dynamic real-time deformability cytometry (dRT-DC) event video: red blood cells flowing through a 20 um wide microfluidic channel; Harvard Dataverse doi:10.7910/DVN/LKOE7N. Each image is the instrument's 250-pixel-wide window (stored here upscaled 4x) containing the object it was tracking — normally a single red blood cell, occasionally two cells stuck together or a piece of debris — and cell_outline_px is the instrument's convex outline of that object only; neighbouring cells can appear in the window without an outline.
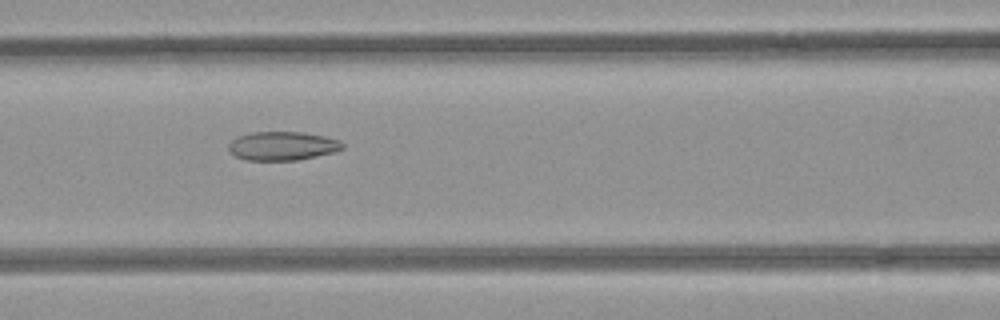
{"species": "common noctule bat (a hibernating species)", "species_latin": "Nyctalus noctula", "temperature_condition": "room temperature", "stored_images_in_passage": 53, "camera_frame_rate_fps": 3000, "um_per_image_px": 0.085, "animal": {"sex": "female", "body_mass_g": 21.9}, "frame": {"image": 1, "passage_image": 23, "time_ms": 7.333, "image_size_px": [1000, 320], "cell_outline_px": [[344, 148], [332, 152], [316, 156], [296, 160], [248, 160], [236, 156], [228, 148], [228, 144], [236, 136], [252, 132], [304, 132], [324, 136], [340, 140], [344, 144]], "centroid_in_image_um": [24.01, 12.39], "position_along_channel_um": 142.6, "area_um2": 19.02}}
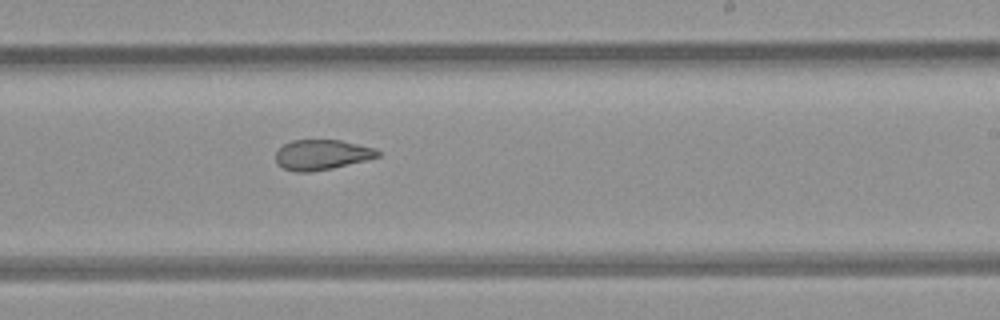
{"frame": {"image": 2, "passage_image": 32, "time_ms": 10.333, "image_size_px": [1000, 320], "cell_outline_px": [[380, 156], [332, 168], [312, 172], [296, 172], [284, 168], [276, 164], [276, 152], [284, 144], [292, 140], [340, 140], [376, 148], [380, 152]], "centroid_in_image_um": [27.34, 13.15], "position_along_channel_um": 261.7, "area_um2": 17.86}}
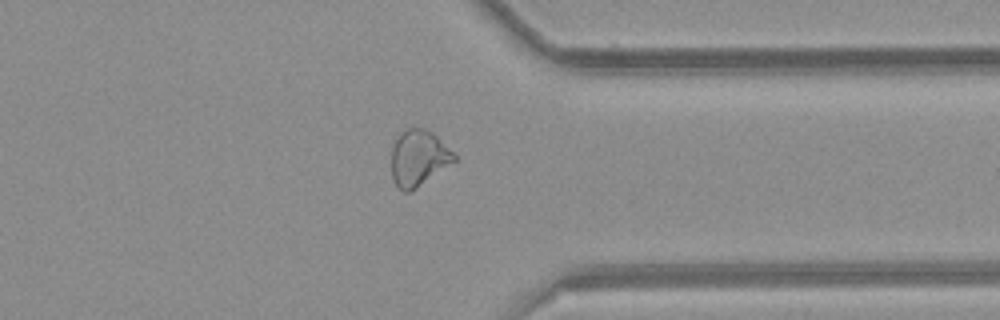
{"frame": {"image": 3, "passage_image": 41, "time_ms": 13.333, "image_size_px": [1000, 320], "cell_outline_px": [[456, 160], [416, 188], [408, 192], [404, 192], [392, 180], [392, 148], [400, 132], [404, 128], [424, 128], [432, 132], [456, 156]], "centroid_in_image_um": [35.55, 13.42], "position_along_channel_um": 375.9, "area_um2": 20.11}, "authors_computed_cell_mechanics": {"area_um2": 22.4842, "velocity_mm_per_s": 3.9719, "shape_relaxation_time_tau1_ms": null, "shape_relaxation_time_tau2_ms": 2.0323, "deformation_change_tau1": null, "deformation_change_tau2": 0.0846}}